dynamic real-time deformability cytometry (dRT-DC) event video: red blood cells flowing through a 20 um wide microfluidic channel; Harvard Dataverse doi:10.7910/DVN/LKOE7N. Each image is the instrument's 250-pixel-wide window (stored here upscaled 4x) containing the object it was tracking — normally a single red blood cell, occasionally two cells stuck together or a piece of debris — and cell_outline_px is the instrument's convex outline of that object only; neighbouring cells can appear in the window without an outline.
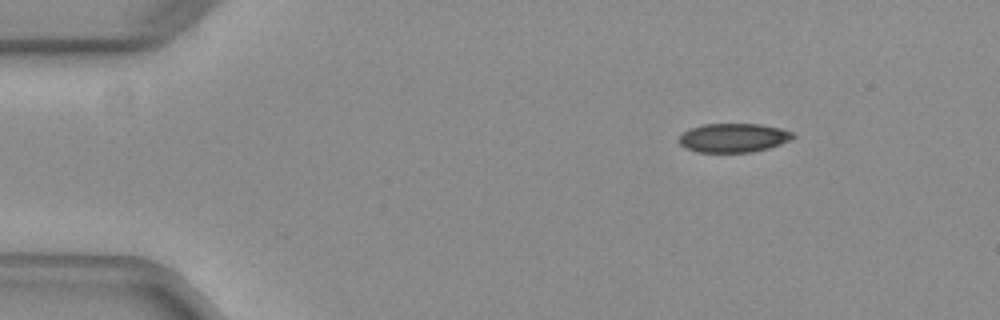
{"species": "common noctule bat (a hibernating species)", "species_latin": "Nyctalus noctula", "temperature_condition": "warm", "stored_images_in_passage": 44, "camera_frame_rate_fps": 3000, "um_per_image_px": 0.085, "animal": {"sex": "female", "body_mass_g": 29.2, "forearm_length_mm": 56.3}, "frame": {"image": 1, "passage_image": 1, "time_ms": 0.0, "image_size_px": [1000, 320], "cell_outline_px": [[796, 136], [792, 140], [768, 148], [752, 152], [696, 152], [684, 148], [680, 144], [680, 136], [684, 132], [692, 128], [704, 124], [760, 124], [780, 128], [796, 132]], "centroid_in_image_um": [62.4, 11.71], "position_along_channel_um": 22.6, "area_um2": 19.31}}
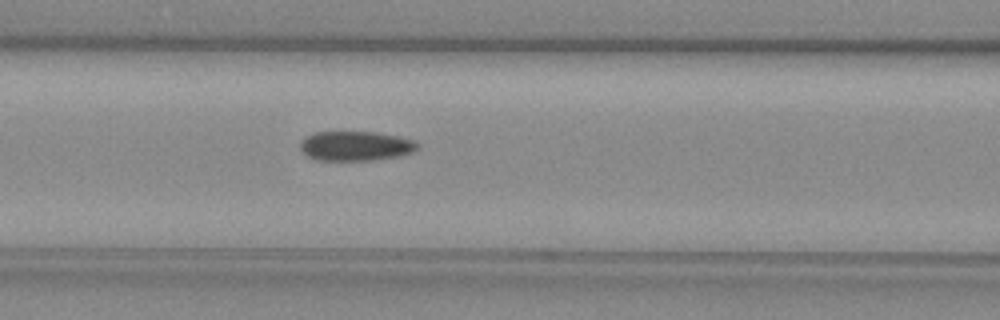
{"frame": {"image": 2, "passage_image": 16, "time_ms": 5.0, "image_size_px": [1000, 320], "cell_outline_px": [[420, 148], [412, 152], [396, 156], [372, 160], [316, 160], [308, 156], [300, 148], [300, 140], [312, 132], [376, 132], [400, 136], [416, 140], [420, 144]], "centroid_in_image_um": [30.25, 12.39], "position_along_channel_um": 136.3, "area_um2": 20.4}}
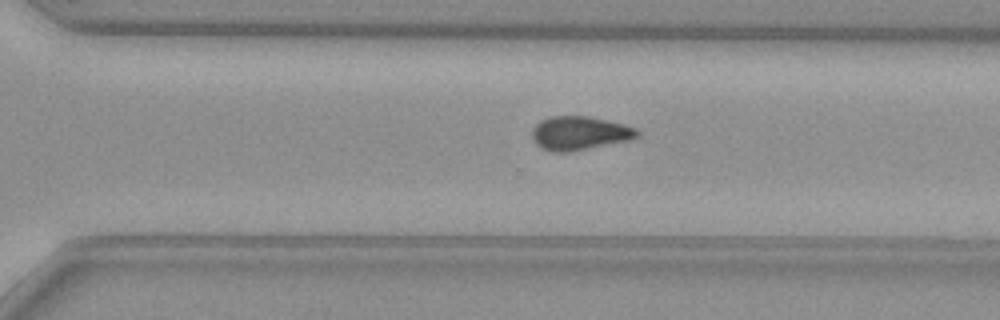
{"frame": {"image": 3, "passage_image": 30, "time_ms": 9.667, "image_size_px": [1000, 320], "cell_outline_px": [[640, 136], [628, 140], [568, 152], [552, 152], [540, 148], [532, 140], [532, 128], [540, 120], [552, 116], [588, 116], [624, 124], [636, 128], [640, 132]], "centroid_in_image_um": [49.23, 11.32], "position_along_channel_um": 321.4, "area_um2": 20.69}, "authors_computed_cell_mechanics": {"area_um2": 20.7213, "velocity_mm_per_s": 3.9879, "shape_relaxation_time_tau1_ms": null, "shape_relaxation_time_tau2_ms": 5.4337, "deformation_change_tau1": null, "deformation_change_tau2": 0.0978}}